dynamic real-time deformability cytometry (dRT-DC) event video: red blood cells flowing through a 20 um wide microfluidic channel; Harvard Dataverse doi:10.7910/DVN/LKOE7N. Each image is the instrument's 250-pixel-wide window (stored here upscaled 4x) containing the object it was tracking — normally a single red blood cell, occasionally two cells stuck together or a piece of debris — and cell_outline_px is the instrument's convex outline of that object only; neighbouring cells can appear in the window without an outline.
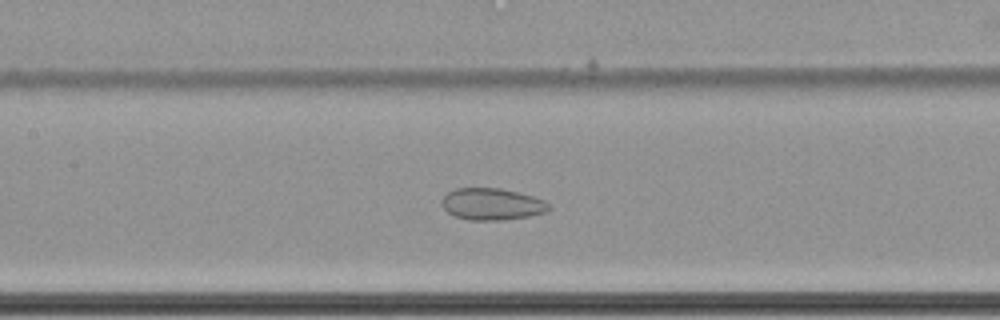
{"species": "common noctule bat (a hibernating species)", "species_latin": "Nyctalus noctula", "temperature_condition": "cold", "stored_images_in_passage": 67, "camera_frame_rate_fps": 3000, "um_per_image_px": 0.085, "animal": {"sex": "female", "body_mass_g": 22.7, "forearm_length_mm": 54.2}, "frame": {"image": 1, "passage_image": 36, "time_ms": 11.667, "image_size_px": [1000, 320], "cell_outline_px": [[552, 208], [548, 212], [532, 216], [504, 220], [468, 220], [456, 216], [448, 212], [440, 204], [440, 200], [448, 192], [456, 188], [500, 188], [532, 196], [544, 200]], "centroid_in_image_um": [41.83, 17.36], "position_along_channel_um": 165.6, "area_um2": 20.0}}
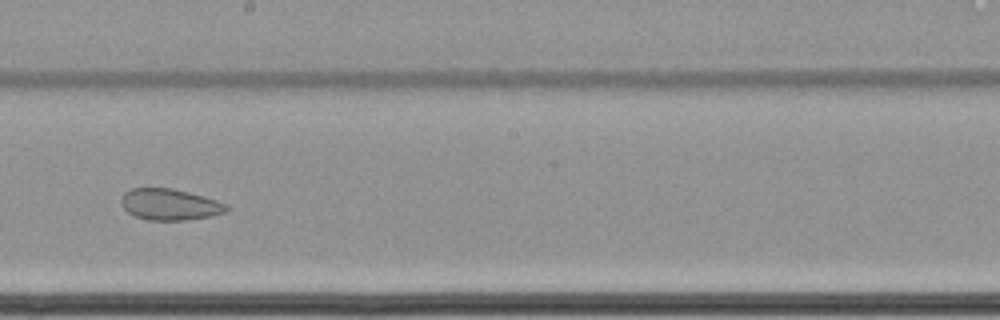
{"frame": {"image": 2, "passage_image": 42, "time_ms": 13.667, "image_size_px": [1000, 320], "cell_outline_px": [[228, 212], [212, 216], [184, 220], [148, 220], [136, 216], [128, 212], [120, 204], [120, 200], [124, 192], [132, 188], [172, 188], [188, 192], [216, 200], [228, 204]], "centroid_in_image_um": [14.43, 17.38], "position_along_channel_um": 233.8, "area_um2": 19.25}}
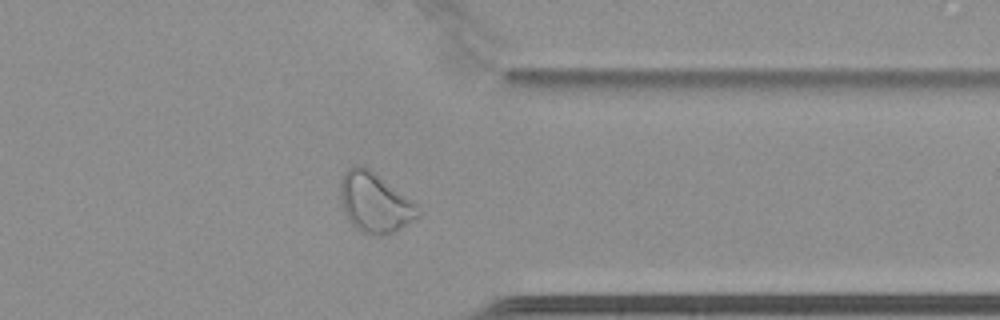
{"frame": {"image": 3, "passage_image": 55, "time_ms": 18.0, "image_size_px": [1000, 320], "cell_outline_px": [[424, 212], [420, 216], [400, 228], [392, 232], [380, 236], [372, 236], [360, 232], [348, 220], [344, 212], [340, 200], [340, 180], [344, 172], [348, 168], [356, 164], [364, 164], [412, 200]], "centroid_in_image_um": [31.84, 17.21], "position_along_channel_um": 379.6, "area_um2": 27.51}, "authors_computed_cell_mechanics": {"area_um2": 28.8422, "velocity_mm_per_s": 3.4188, "shape_relaxation_time_tau1_ms": null, "shape_relaxation_time_tau2_ms": 2.7068, "deformation_change_tau1": null, "deformation_change_tau2": 0.0715}}